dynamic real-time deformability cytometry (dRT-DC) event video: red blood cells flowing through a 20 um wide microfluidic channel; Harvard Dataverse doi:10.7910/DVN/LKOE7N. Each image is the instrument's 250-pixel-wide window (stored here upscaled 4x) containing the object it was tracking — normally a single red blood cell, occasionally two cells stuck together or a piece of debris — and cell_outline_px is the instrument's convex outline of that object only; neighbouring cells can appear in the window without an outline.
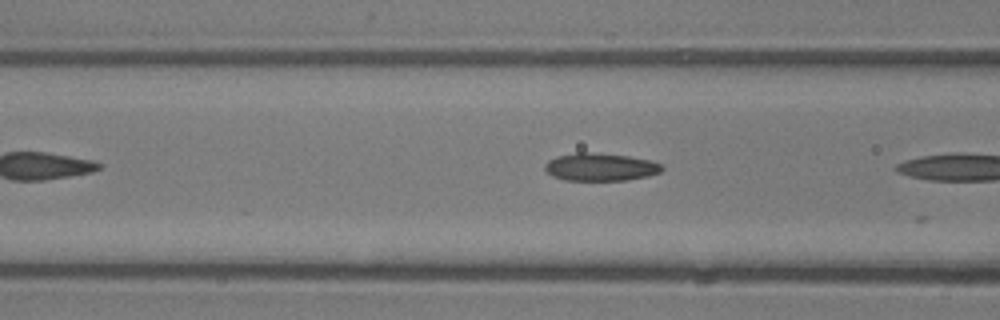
{"species": "common noctule bat (a hibernating species)", "species_latin": "Nyctalus noctula", "temperature_condition": "room temperature", "stored_images_in_passage": 5, "camera_frame_rate_fps": 3000, "um_per_image_px": 0.085, "animal": {"sex": "male", "body_mass_g": 13.3}, "frame": {"image": 1, "passage_image": 4, "time_ms": 1.0, "image_size_px": [1000, 320], "cell_outline_px": [[664, 168], [660, 172], [648, 176], [628, 180], [564, 180], [552, 176], [544, 168], [544, 164], [548, 160], [556, 156], [576, 152], [592, 152], [628, 156], [652, 160], [660, 164]], "centroid_in_image_um": [51.02, 14.19], "position_along_channel_um": 115.6, "area_um2": 19.07}}